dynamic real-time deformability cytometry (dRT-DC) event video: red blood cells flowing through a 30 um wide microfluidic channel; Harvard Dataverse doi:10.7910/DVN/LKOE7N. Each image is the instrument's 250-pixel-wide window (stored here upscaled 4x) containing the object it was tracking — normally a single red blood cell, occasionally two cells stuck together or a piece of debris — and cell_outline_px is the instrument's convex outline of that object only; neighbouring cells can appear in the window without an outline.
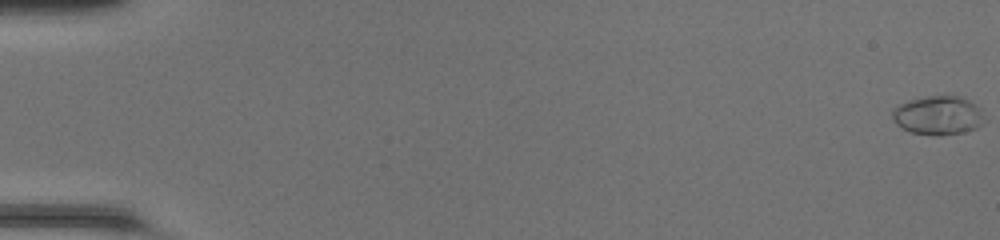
{"species": "common noctule bat (a hibernating species)", "species_latin": "Nyctalus noctula", "temperature_condition": "room temperature", "stored_images_in_passage": 50, "camera_frame_rate_fps": 3000, "um_per_image_px": 0.085, "animal": {"sex": "female", "body_mass_g": 20.0, "forearm_length_mm": 54.0}, "frame": {"image": 1, "passage_image": 1, "time_ms": 0.0, "image_size_px": [1000, 240], "cell_outline_px": [[984, 124], [976, 128], [964, 132], [936, 136], [912, 132], [896, 124], [892, 116], [892, 108], [908, 100], [924, 96], [964, 96], [976, 104], [980, 108]], "centroid_in_image_um": [79.75, 9.79], "position_along_channel_um": 5.3, "area_um2": 20.98}}
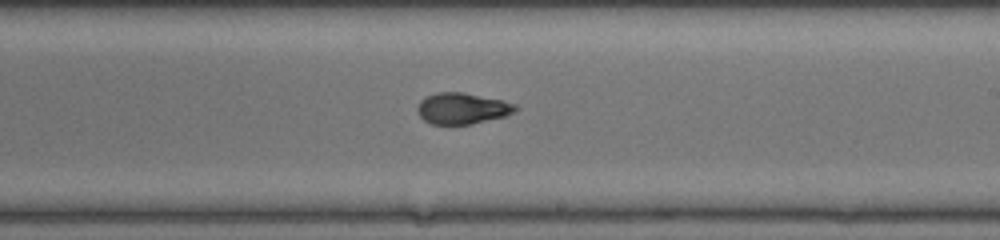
{"frame": {"image": 2, "passage_image": 31, "time_ms": 10.0, "image_size_px": [1000, 240], "cell_outline_px": [[520, 108], [504, 116], [472, 124], [432, 124], [424, 120], [420, 116], [416, 108], [420, 100], [424, 96], [436, 92], [464, 92], [504, 100], [516, 104]], "centroid_in_image_um": [39.28, 9.2], "position_along_channel_um": 249.7, "area_um2": 17.98}}
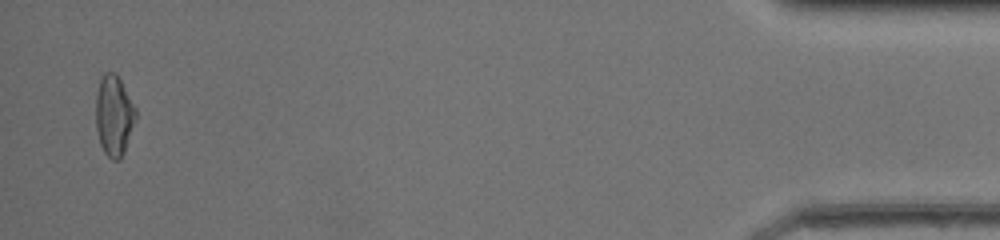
{"frame": {"image": 3, "passage_image": 49, "time_ms": 16.0, "image_size_px": [1000, 240], "cell_outline_px": [[136, 120], [124, 152], [120, 160], [112, 160], [104, 152], [100, 144], [96, 128], [96, 92], [100, 80], [104, 72], [112, 72], [120, 80], [136, 108]], "centroid_in_image_um": [9.68, 9.85], "position_along_channel_um": 425.5, "area_um2": 18.67}, "authors_computed_cell_mechanics": {"area_um2": 18.6116, "velocity_mm_per_s": 4.307, "shape_relaxation_time_tau1_ms": null, "shape_relaxation_time_tau2_ms": 1.5045, "deformation_change_tau1": null, "deformation_change_tau2": 0.0658}}